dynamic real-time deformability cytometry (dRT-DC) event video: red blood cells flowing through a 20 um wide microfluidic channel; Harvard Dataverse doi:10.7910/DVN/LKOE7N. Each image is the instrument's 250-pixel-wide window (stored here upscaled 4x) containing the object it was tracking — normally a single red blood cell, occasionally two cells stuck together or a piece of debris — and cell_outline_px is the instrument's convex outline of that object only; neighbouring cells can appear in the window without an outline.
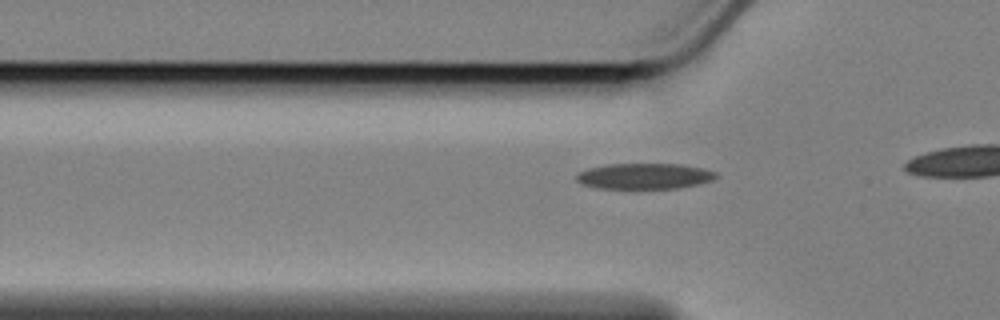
{"species": "Egyptian fruit bat (a non-hibernating species)", "species_latin": "Rousettus aegyptiacus", "temperature_condition": "cold", "stored_images_in_passage": 15, "camera_frame_rate_fps": 3000, "um_per_image_px": 0.085, "animal": {"sex": "female"}, "frame": {"image": 1, "passage_image": 9, "time_ms": 2.667, "image_size_px": [1000, 320], "cell_outline_px": [[720, 176], [712, 180], [700, 184], [676, 188], [596, 188], [580, 184], [576, 180], [576, 176], [580, 172], [588, 168], [608, 164], [680, 164], [704, 168], [716, 172]], "centroid_in_image_um": [54.8, 14.97], "position_along_channel_um": 71.0, "area_um2": 21.04}}
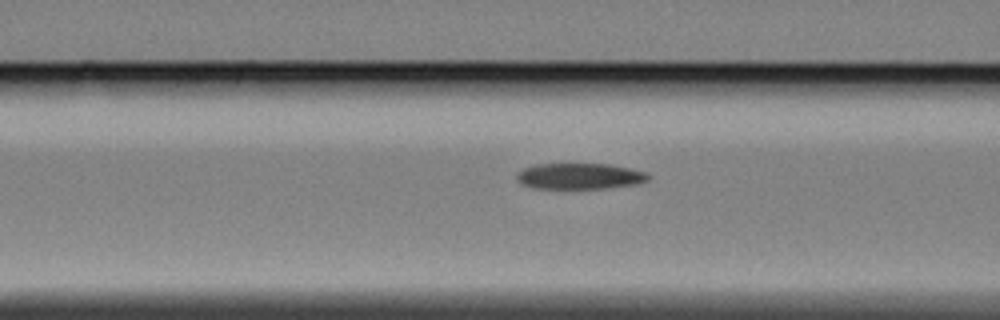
{"frame": {"image": 2, "passage_image": 13, "time_ms": 4.0, "image_size_px": [1000, 320], "cell_outline_px": [[648, 180], [632, 184], [604, 188], [532, 188], [520, 184], [516, 180], [516, 176], [524, 168], [536, 164], [608, 164], [628, 168], [644, 172], [648, 176]], "centroid_in_image_um": [49.18, 14.97], "position_along_channel_um": 117.4, "area_um2": 19.54}}